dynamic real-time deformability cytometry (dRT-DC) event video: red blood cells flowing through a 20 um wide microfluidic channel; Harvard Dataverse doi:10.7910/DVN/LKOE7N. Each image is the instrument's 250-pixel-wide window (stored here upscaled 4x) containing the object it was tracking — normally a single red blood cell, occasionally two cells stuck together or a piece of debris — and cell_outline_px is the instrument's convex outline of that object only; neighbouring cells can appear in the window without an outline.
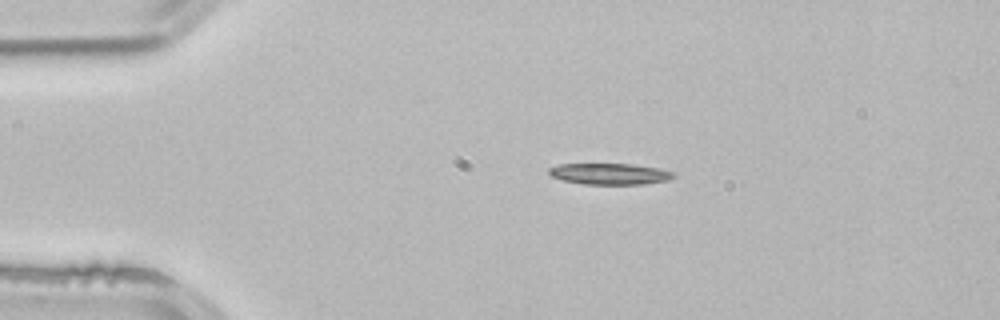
{"species": "common noctule bat (a hibernating species)", "species_latin": "Nyctalus noctula", "temperature_condition": "room temperature", "stored_images_in_passage": 2, "camera_frame_rate_fps": 3000, "um_per_image_px": 0.085, "animal": {"sex": "male", "body_mass_g": 21.5, "forearm_length_mm": 52.0}, "frame": {"image": 1, "passage_image": 1, "time_ms": 0.0, "image_size_px": [1000, 320], "cell_outline_px": [[676, 176], [668, 180], [644, 184], [584, 184], [564, 180], [552, 176], [548, 172], [548, 168], [556, 164], [632, 164], [660, 168], [676, 172]], "centroid_in_image_um": [51.87, 14.77], "position_along_channel_um": 33.1, "area_um2": 15.49}}
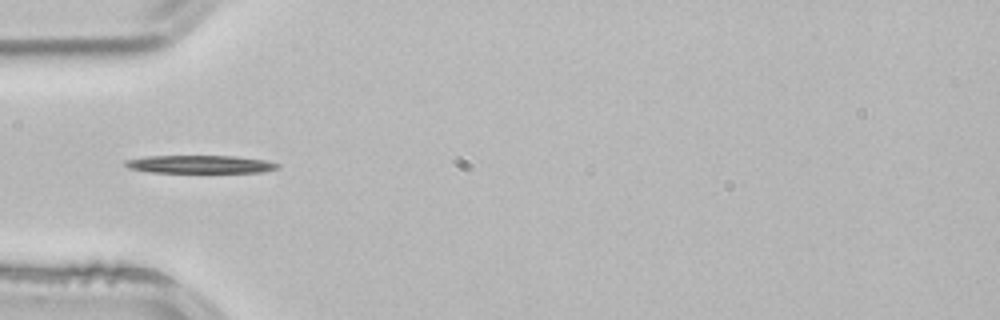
{"frame": {"image": 2, "passage_image": 2, "time_ms": 0.333, "image_size_px": [1000, 320], "cell_outline_px": [[280, 168], [264, 172], [152, 172], [128, 168], [124, 164], [124, 160], [144, 156], [232, 156], [268, 160], [280, 164]], "centroid_in_image_um": [17.03, 13.96], "position_along_channel_um": 68.0, "area_um2": 15.95}}